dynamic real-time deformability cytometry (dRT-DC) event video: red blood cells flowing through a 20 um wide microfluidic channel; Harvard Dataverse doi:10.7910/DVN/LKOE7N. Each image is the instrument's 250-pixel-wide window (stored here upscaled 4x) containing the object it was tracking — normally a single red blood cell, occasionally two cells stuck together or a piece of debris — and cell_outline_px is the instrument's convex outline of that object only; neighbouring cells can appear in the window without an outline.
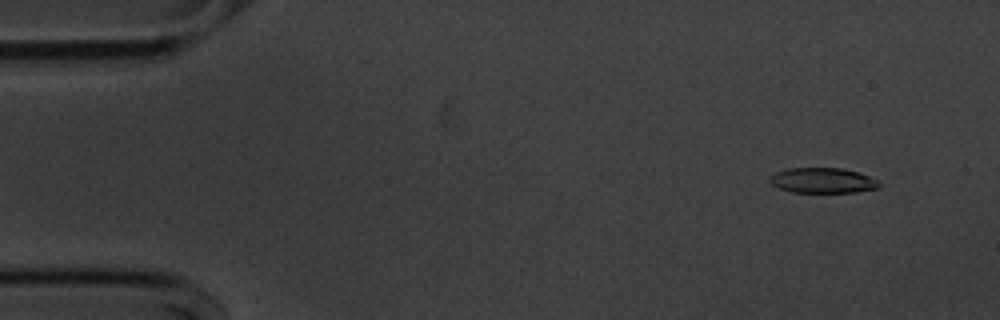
{"species": "common noctule bat (a hibernating species)", "species_latin": "Nyctalus noctula", "temperature_condition": "cold", "stored_images_in_passage": 56, "camera_frame_rate_fps": 3000, "um_per_image_px": 0.085, "animal": {"sex": "male", "body_mass_g": 20.1, "forearm_length_mm": 53.5}, "frame": {"image": 1, "passage_image": 5, "time_ms": 1.333, "image_size_px": [1000, 320], "cell_outline_px": [[880, 188], [856, 192], [792, 192], [780, 188], [772, 184], [768, 180], [768, 176], [776, 172], [788, 168], [840, 168], [860, 172], [876, 180], [880, 184]], "centroid_in_image_um": [69.91, 15.33], "position_along_channel_um": 15.1, "area_um2": 16.13}}
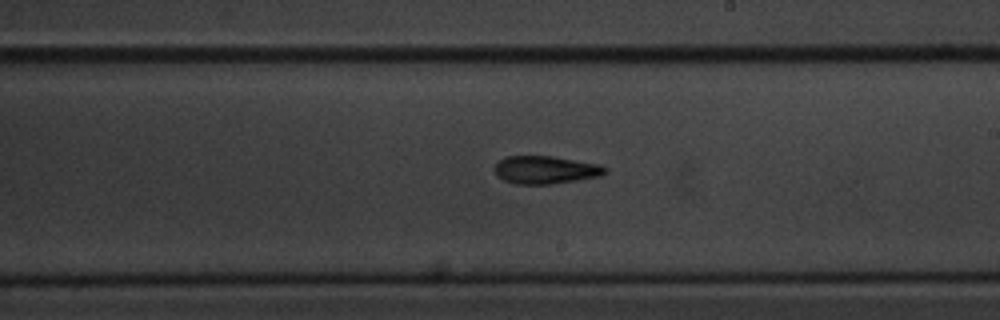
{"frame": {"image": 2, "passage_image": 32, "time_ms": 10.333, "image_size_px": [1000, 320], "cell_outline_px": [[608, 172], [600, 176], [552, 184], [516, 184], [504, 180], [496, 176], [492, 168], [504, 156], [552, 156], [600, 164], [608, 168]], "centroid_in_image_um": [46.35, 14.43], "position_along_channel_um": 242.6, "area_um2": 18.15}}
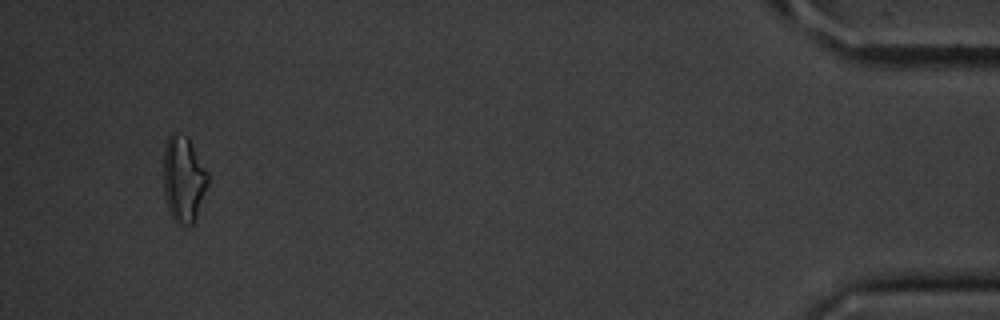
{"frame": {"image": 3, "passage_image": 53, "time_ms": 17.333, "image_size_px": [1000, 320], "cell_outline_px": [[208, 184], [196, 220], [192, 224], [176, 224], [172, 220], [164, 196], [164, 148], [168, 136], [172, 132], [176, 132], [188, 136], [208, 172]], "centroid_in_image_um": [15.6, 15.22], "position_along_channel_um": 419.6, "area_um2": 22.6}, "authors_computed_cell_mechanics": {"area_um2": 17.8313, "velocity_mm_per_s": 3.6066, "shape_relaxation_time_tau1_ms": 6.3753, "shape_relaxation_time_tau2_ms": 8.2309, "deformation_change_tau1": 0.1881, "deformation_change_tau2": 0.1941}}